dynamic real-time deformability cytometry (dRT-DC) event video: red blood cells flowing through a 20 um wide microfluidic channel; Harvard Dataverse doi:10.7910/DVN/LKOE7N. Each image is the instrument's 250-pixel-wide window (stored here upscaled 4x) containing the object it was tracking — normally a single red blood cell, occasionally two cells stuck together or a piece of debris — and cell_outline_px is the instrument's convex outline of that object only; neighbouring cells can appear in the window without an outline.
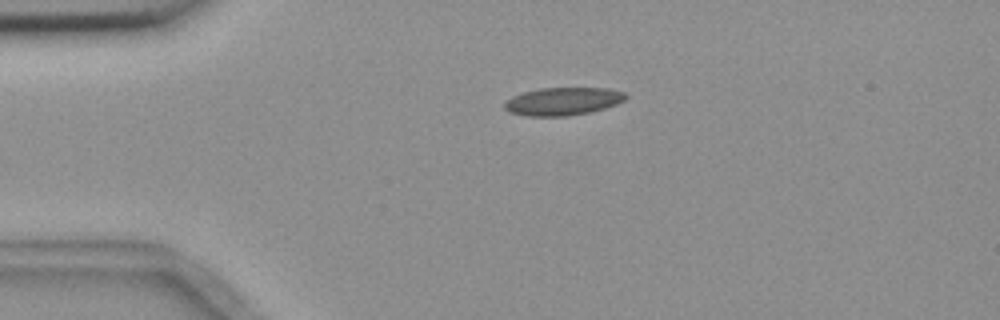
{"species": "common noctule bat (a hibernating species)", "species_latin": "Nyctalus noctula", "temperature_condition": "room temperature", "stored_images_in_passage": 3, "camera_frame_rate_fps": 3000, "um_per_image_px": 0.085, "animal": {"sex": "female", "body_mass_g": 18.4}, "frame": {"image": 1, "passage_image": 2, "time_ms": 1.333, "image_size_px": [1000, 320], "cell_outline_px": [[628, 96], [624, 100], [616, 104], [604, 108], [588, 112], [568, 116], [528, 116], [512, 112], [504, 108], [504, 104], [512, 96], [524, 92], [540, 88], [608, 88], [624, 92]], "centroid_in_image_um": [47.86, 8.6], "position_along_channel_um": 37.1, "area_um2": 19.48}}